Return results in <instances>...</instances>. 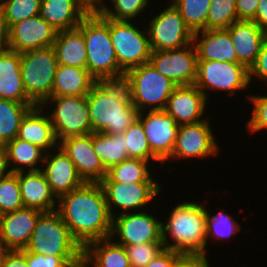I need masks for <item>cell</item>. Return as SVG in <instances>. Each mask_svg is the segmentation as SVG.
I'll list each match as a JSON object with an SVG mask.
<instances>
[{"mask_svg":"<svg viewBox=\"0 0 267 267\" xmlns=\"http://www.w3.org/2000/svg\"><path fill=\"white\" fill-rule=\"evenodd\" d=\"M207 97L193 84L176 86L167 100L164 111L171 115L178 125L193 124L208 119Z\"/></svg>","mask_w":267,"mask_h":267,"instance_id":"obj_19","label":"cell"},{"mask_svg":"<svg viewBox=\"0 0 267 267\" xmlns=\"http://www.w3.org/2000/svg\"><path fill=\"white\" fill-rule=\"evenodd\" d=\"M42 0H3L0 8L8 28L24 19L39 15Z\"/></svg>","mask_w":267,"mask_h":267,"instance_id":"obj_39","label":"cell"},{"mask_svg":"<svg viewBox=\"0 0 267 267\" xmlns=\"http://www.w3.org/2000/svg\"><path fill=\"white\" fill-rule=\"evenodd\" d=\"M209 120L180 125L173 152L163 165L172 160H176L177 164V159L187 161L195 158L194 160L202 161L208 157L220 156L219 140Z\"/></svg>","mask_w":267,"mask_h":267,"instance_id":"obj_12","label":"cell"},{"mask_svg":"<svg viewBox=\"0 0 267 267\" xmlns=\"http://www.w3.org/2000/svg\"><path fill=\"white\" fill-rule=\"evenodd\" d=\"M251 21L267 33V0H260L255 17Z\"/></svg>","mask_w":267,"mask_h":267,"instance_id":"obj_50","label":"cell"},{"mask_svg":"<svg viewBox=\"0 0 267 267\" xmlns=\"http://www.w3.org/2000/svg\"><path fill=\"white\" fill-rule=\"evenodd\" d=\"M116 21L109 19L111 41L119 67L126 73L128 70L148 63L151 48L144 22ZM138 24V25H136ZM139 26V27H138Z\"/></svg>","mask_w":267,"mask_h":267,"instance_id":"obj_9","label":"cell"},{"mask_svg":"<svg viewBox=\"0 0 267 267\" xmlns=\"http://www.w3.org/2000/svg\"><path fill=\"white\" fill-rule=\"evenodd\" d=\"M58 66L52 46L21 53V77L27 95L41 105L52 97V87Z\"/></svg>","mask_w":267,"mask_h":267,"instance_id":"obj_10","label":"cell"},{"mask_svg":"<svg viewBox=\"0 0 267 267\" xmlns=\"http://www.w3.org/2000/svg\"><path fill=\"white\" fill-rule=\"evenodd\" d=\"M100 185L112 218L118 213L140 212L147 210V207L153 208L155 206L153 200L163 195L161 193L165 191L162 189L163 183H100Z\"/></svg>","mask_w":267,"mask_h":267,"instance_id":"obj_13","label":"cell"},{"mask_svg":"<svg viewBox=\"0 0 267 267\" xmlns=\"http://www.w3.org/2000/svg\"><path fill=\"white\" fill-rule=\"evenodd\" d=\"M260 0H236V13L238 20L251 21L256 14Z\"/></svg>","mask_w":267,"mask_h":267,"instance_id":"obj_46","label":"cell"},{"mask_svg":"<svg viewBox=\"0 0 267 267\" xmlns=\"http://www.w3.org/2000/svg\"><path fill=\"white\" fill-rule=\"evenodd\" d=\"M41 171L57 198L85 183L74 163L60 146L45 154Z\"/></svg>","mask_w":267,"mask_h":267,"instance_id":"obj_21","label":"cell"},{"mask_svg":"<svg viewBox=\"0 0 267 267\" xmlns=\"http://www.w3.org/2000/svg\"><path fill=\"white\" fill-rule=\"evenodd\" d=\"M91 10L83 0H42L39 15L62 31L77 28Z\"/></svg>","mask_w":267,"mask_h":267,"instance_id":"obj_25","label":"cell"},{"mask_svg":"<svg viewBox=\"0 0 267 267\" xmlns=\"http://www.w3.org/2000/svg\"><path fill=\"white\" fill-rule=\"evenodd\" d=\"M234 44L238 63L248 69L255 63L262 44L267 40V33L255 22L238 20L226 29Z\"/></svg>","mask_w":267,"mask_h":267,"instance_id":"obj_23","label":"cell"},{"mask_svg":"<svg viewBox=\"0 0 267 267\" xmlns=\"http://www.w3.org/2000/svg\"><path fill=\"white\" fill-rule=\"evenodd\" d=\"M132 104L141 111L164 110L176 85L148 62L125 73Z\"/></svg>","mask_w":267,"mask_h":267,"instance_id":"obj_5","label":"cell"},{"mask_svg":"<svg viewBox=\"0 0 267 267\" xmlns=\"http://www.w3.org/2000/svg\"><path fill=\"white\" fill-rule=\"evenodd\" d=\"M29 267H82L83 257H55L26 251Z\"/></svg>","mask_w":267,"mask_h":267,"instance_id":"obj_44","label":"cell"},{"mask_svg":"<svg viewBox=\"0 0 267 267\" xmlns=\"http://www.w3.org/2000/svg\"><path fill=\"white\" fill-rule=\"evenodd\" d=\"M124 140L126 144V153L129 158H138L153 165L163 163L152 153L149 142L147 140L144 127L137 118L125 131Z\"/></svg>","mask_w":267,"mask_h":267,"instance_id":"obj_37","label":"cell"},{"mask_svg":"<svg viewBox=\"0 0 267 267\" xmlns=\"http://www.w3.org/2000/svg\"><path fill=\"white\" fill-rule=\"evenodd\" d=\"M23 207L18 172L0 178V215Z\"/></svg>","mask_w":267,"mask_h":267,"instance_id":"obj_41","label":"cell"},{"mask_svg":"<svg viewBox=\"0 0 267 267\" xmlns=\"http://www.w3.org/2000/svg\"><path fill=\"white\" fill-rule=\"evenodd\" d=\"M125 247L131 267H145L164 249L163 242H148Z\"/></svg>","mask_w":267,"mask_h":267,"instance_id":"obj_43","label":"cell"},{"mask_svg":"<svg viewBox=\"0 0 267 267\" xmlns=\"http://www.w3.org/2000/svg\"><path fill=\"white\" fill-rule=\"evenodd\" d=\"M78 28L83 32L89 73L97 81H121L125 72L119 67L110 37L109 18L91 10Z\"/></svg>","mask_w":267,"mask_h":267,"instance_id":"obj_4","label":"cell"},{"mask_svg":"<svg viewBox=\"0 0 267 267\" xmlns=\"http://www.w3.org/2000/svg\"><path fill=\"white\" fill-rule=\"evenodd\" d=\"M197 53L191 43L182 48L151 51L149 62L176 86L193 85L197 79Z\"/></svg>","mask_w":267,"mask_h":267,"instance_id":"obj_15","label":"cell"},{"mask_svg":"<svg viewBox=\"0 0 267 267\" xmlns=\"http://www.w3.org/2000/svg\"><path fill=\"white\" fill-rule=\"evenodd\" d=\"M56 34L57 30L37 15L9 28L8 48L21 54L53 46Z\"/></svg>","mask_w":267,"mask_h":267,"instance_id":"obj_18","label":"cell"},{"mask_svg":"<svg viewBox=\"0 0 267 267\" xmlns=\"http://www.w3.org/2000/svg\"><path fill=\"white\" fill-rule=\"evenodd\" d=\"M181 201L162 219L164 247L182 255L207 256L205 204Z\"/></svg>","mask_w":267,"mask_h":267,"instance_id":"obj_3","label":"cell"},{"mask_svg":"<svg viewBox=\"0 0 267 267\" xmlns=\"http://www.w3.org/2000/svg\"><path fill=\"white\" fill-rule=\"evenodd\" d=\"M20 67V53L9 48L0 51V99L35 103L25 91Z\"/></svg>","mask_w":267,"mask_h":267,"instance_id":"obj_27","label":"cell"},{"mask_svg":"<svg viewBox=\"0 0 267 267\" xmlns=\"http://www.w3.org/2000/svg\"><path fill=\"white\" fill-rule=\"evenodd\" d=\"M210 209L208 205H205L207 247L209 246V242L213 239L215 240L214 242H217L218 239L221 240L219 242H223L224 239V241H226L232 236V238H237L236 234H238L243 227L238 223L235 216L233 217L232 214L225 212L224 207H221V210L219 212L216 211L217 213L214 215Z\"/></svg>","mask_w":267,"mask_h":267,"instance_id":"obj_35","label":"cell"},{"mask_svg":"<svg viewBox=\"0 0 267 267\" xmlns=\"http://www.w3.org/2000/svg\"><path fill=\"white\" fill-rule=\"evenodd\" d=\"M59 146L74 163L84 182L100 183L107 176V170L94 151L92 133L65 138L59 142Z\"/></svg>","mask_w":267,"mask_h":267,"instance_id":"obj_17","label":"cell"},{"mask_svg":"<svg viewBox=\"0 0 267 267\" xmlns=\"http://www.w3.org/2000/svg\"><path fill=\"white\" fill-rule=\"evenodd\" d=\"M194 85L207 99L210 98L212 91L213 93L222 91V94L224 92L231 97L241 93L240 91L252 88L249 69L246 66L213 60H197V79Z\"/></svg>","mask_w":267,"mask_h":267,"instance_id":"obj_8","label":"cell"},{"mask_svg":"<svg viewBox=\"0 0 267 267\" xmlns=\"http://www.w3.org/2000/svg\"><path fill=\"white\" fill-rule=\"evenodd\" d=\"M41 107L52 122L58 142L68 137L92 133L86 95L52 96Z\"/></svg>","mask_w":267,"mask_h":267,"instance_id":"obj_7","label":"cell"},{"mask_svg":"<svg viewBox=\"0 0 267 267\" xmlns=\"http://www.w3.org/2000/svg\"><path fill=\"white\" fill-rule=\"evenodd\" d=\"M5 147L11 173L41 170L46 152L40 147L17 137Z\"/></svg>","mask_w":267,"mask_h":267,"instance_id":"obj_31","label":"cell"},{"mask_svg":"<svg viewBox=\"0 0 267 267\" xmlns=\"http://www.w3.org/2000/svg\"><path fill=\"white\" fill-rule=\"evenodd\" d=\"M209 256L183 255L173 267H211Z\"/></svg>","mask_w":267,"mask_h":267,"instance_id":"obj_49","label":"cell"},{"mask_svg":"<svg viewBox=\"0 0 267 267\" xmlns=\"http://www.w3.org/2000/svg\"><path fill=\"white\" fill-rule=\"evenodd\" d=\"M198 60L238 63L231 36L226 29H205L193 33Z\"/></svg>","mask_w":267,"mask_h":267,"instance_id":"obj_22","label":"cell"},{"mask_svg":"<svg viewBox=\"0 0 267 267\" xmlns=\"http://www.w3.org/2000/svg\"><path fill=\"white\" fill-rule=\"evenodd\" d=\"M180 12L186 26L195 33L206 29L211 0H169Z\"/></svg>","mask_w":267,"mask_h":267,"instance_id":"obj_38","label":"cell"},{"mask_svg":"<svg viewBox=\"0 0 267 267\" xmlns=\"http://www.w3.org/2000/svg\"><path fill=\"white\" fill-rule=\"evenodd\" d=\"M149 3L151 6L153 5L151 0H110L109 2L106 0L96 10L104 17L112 20L137 21V19L143 20L145 18L142 16L148 10Z\"/></svg>","mask_w":267,"mask_h":267,"instance_id":"obj_36","label":"cell"},{"mask_svg":"<svg viewBox=\"0 0 267 267\" xmlns=\"http://www.w3.org/2000/svg\"><path fill=\"white\" fill-rule=\"evenodd\" d=\"M90 9L94 10L97 9L98 6L105 0H83Z\"/></svg>","mask_w":267,"mask_h":267,"instance_id":"obj_53","label":"cell"},{"mask_svg":"<svg viewBox=\"0 0 267 267\" xmlns=\"http://www.w3.org/2000/svg\"><path fill=\"white\" fill-rule=\"evenodd\" d=\"M36 105L0 99V139L4 144L17 137L22 119Z\"/></svg>","mask_w":267,"mask_h":267,"instance_id":"obj_34","label":"cell"},{"mask_svg":"<svg viewBox=\"0 0 267 267\" xmlns=\"http://www.w3.org/2000/svg\"><path fill=\"white\" fill-rule=\"evenodd\" d=\"M18 180L24 207L41 212H51L57 209L58 198L41 170L18 172Z\"/></svg>","mask_w":267,"mask_h":267,"instance_id":"obj_24","label":"cell"},{"mask_svg":"<svg viewBox=\"0 0 267 267\" xmlns=\"http://www.w3.org/2000/svg\"><path fill=\"white\" fill-rule=\"evenodd\" d=\"M56 211L82 248L92 241L110 238L112 217L100 183L85 182L62 195Z\"/></svg>","mask_w":267,"mask_h":267,"instance_id":"obj_1","label":"cell"},{"mask_svg":"<svg viewBox=\"0 0 267 267\" xmlns=\"http://www.w3.org/2000/svg\"><path fill=\"white\" fill-rule=\"evenodd\" d=\"M7 251L8 250L0 244V267H2V262Z\"/></svg>","mask_w":267,"mask_h":267,"instance_id":"obj_54","label":"cell"},{"mask_svg":"<svg viewBox=\"0 0 267 267\" xmlns=\"http://www.w3.org/2000/svg\"><path fill=\"white\" fill-rule=\"evenodd\" d=\"M2 267H29L26 250H8L4 256Z\"/></svg>","mask_w":267,"mask_h":267,"instance_id":"obj_48","label":"cell"},{"mask_svg":"<svg viewBox=\"0 0 267 267\" xmlns=\"http://www.w3.org/2000/svg\"><path fill=\"white\" fill-rule=\"evenodd\" d=\"M182 256L179 252L164 249L145 267H173Z\"/></svg>","mask_w":267,"mask_h":267,"instance_id":"obj_47","label":"cell"},{"mask_svg":"<svg viewBox=\"0 0 267 267\" xmlns=\"http://www.w3.org/2000/svg\"><path fill=\"white\" fill-rule=\"evenodd\" d=\"M52 47L58 64L86 68V46L83 32L78 27L57 31Z\"/></svg>","mask_w":267,"mask_h":267,"instance_id":"obj_30","label":"cell"},{"mask_svg":"<svg viewBox=\"0 0 267 267\" xmlns=\"http://www.w3.org/2000/svg\"><path fill=\"white\" fill-rule=\"evenodd\" d=\"M249 77L251 84L256 81L267 85V40L262 44L260 53L258 54L255 63L249 69ZM267 87V86H266Z\"/></svg>","mask_w":267,"mask_h":267,"instance_id":"obj_45","label":"cell"},{"mask_svg":"<svg viewBox=\"0 0 267 267\" xmlns=\"http://www.w3.org/2000/svg\"><path fill=\"white\" fill-rule=\"evenodd\" d=\"M166 5L161 7L162 11L160 9L155 16L152 14L144 26H147L151 51L182 48L193 40V33L184 23L179 10L169 0Z\"/></svg>","mask_w":267,"mask_h":267,"instance_id":"obj_11","label":"cell"},{"mask_svg":"<svg viewBox=\"0 0 267 267\" xmlns=\"http://www.w3.org/2000/svg\"><path fill=\"white\" fill-rule=\"evenodd\" d=\"M236 21V0H211L206 29H227Z\"/></svg>","mask_w":267,"mask_h":267,"instance_id":"obj_40","label":"cell"},{"mask_svg":"<svg viewBox=\"0 0 267 267\" xmlns=\"http://www.w3.org/2000/svg\"><path fill=\"white\" fill-rule=\"evenodd\" d=\"M97 80L87 68H78L58 64L52 96H83L87 95Z\"/></svg>","mask_w":267,"mask_h":267,"instance_id":"obj_29","label":"cell"},{"mask_svg":"<svg viewBox=\"0 0 267 267\" xmlns=\"http://www.w3.org/2000/svg\"><path fill=\"white\" fill-rule=\"evenodd\" d=\"M154 167L151 162L128 158L111 167L100 183H159L152 172Z\"/></svg>","mask_w":267,"mask_h":267,"instance_id":"obj_32","label":"cell"},{"mask_svg":"<svg viewBox=\"0 0 267 267\" xmlns=\"http://www.w3.org/2000/svg\"><path fill=\"white\" fill-rule=\"evenodd\" d=\"M92 145L107 171L129 158L128 153H126L123 133L108 135L101 132H92Z\"/></svg>","mask_w":267,"mask_h":267,"instance_id":"obj_33","label":"cell"},{"mask_svg":"<svg viewBox=\"0 0 267 267\" xmlns=\"http://www.w3.org/2000/svg\"><path fill=\"white\" fill-rule=\"evenodd\" d=\"M141 121L152 153L164 163L172 154L180 125L164 110L141 111Z\"/></svg>","mask_w":267,"mask_h":267,"instance_id":"obj_16","label":"cell"},{"mask_svg":"<svg viewBox=\"0 0 267 267\" xmlns=\"http://www.w3.org/2000/svg\"><path fill=\"white\" fill-rule=\"evenodd\" d=\"M11 173L6 148H0V178H3Z\"/></svg>","mask_w":267,"mask_h":267,"instance_id":"obj_52","label":"cell"},{"mask_svg":"<svg viewBox=\"0 0 267 267\" xmlns=\"http://www.w3.org/2000/svg\"><path fill=\"white\" fill-rule=\"evenodd\" d=\"M92 132L120 134L137 119L128 88L121 81H97L86 95Z\"/></svg>","mask_w":267,"mask_h":267,"instance_id":"obj_2","label":"cell"},{"mask_svg":"<svg viewBox=\"0 0 267 267\" xmlns=\"http://www.w3.org/2000/svg\"><path fill=\"white\" fill-rule=\"evenodd\" d=\"M42 213L37 209L23 207L0 215V244L7 250L25 249Z\"/></svg>","mask_w":267,"mask_h":267,"instance_id":"obj_20","label":"cell"},{"mask_svg":"<svg viewBox=\"0 0 267 267\" xmlns=\"http://www.w3.org/2000/svg\"><path fill=\"white\" fill-rule=\"evenodd\" d=\"M0 148H6L5 144L1 141V139H0Z\"/></svg>","mask_w":267,"mask_h":267,"instance_id":"obj_55","label":"cell"},{"mask_svg":"<svg viewBox=\"0 0 267 267\" xmlns=\"http://www.w3.org/2000/svg\"><path fill=\"white\" fill-rule=\"evenodd\" d=\"M9 28L0 8V51L8 49Z\"/></svg>","mask_w":267,"mask_h":267,"instance_id":"obj_51","label":"cell"},{"mask_svg":"<svg viewBox=\"0 0 267 267\" xmlns=\"http://www.w3.org/2000/svg\"><path fill=\"white\" fill-rule=\"evenodd\" d=\"M25 250L44 256L83 257V248L72 237L56 210L40 215Z\"/></svg>","mask_w":267,"mask_h":267,"instance_id":"obj_6","label":"cell"},{"mask_svg":"<svg viewBox=\"0 0 267 267\" xmlns=\"http://www.w3.org/2000/svg\"><path fill=\"white\" fill-rule=\"evenodd\" d=\"M253 93L254 95L248 93V97H246L248 98L246 100L253 104L252 111L249 112L250 118L246 121V129L250 132L249 135L265 130L267 132V93L264 92L263 95H260V92L258 94Z\"/></svg>","mask_w":267,"mask_h":267,"instance_id":"obj_42","label":"cell"},{"mask_svg":"<svg viewBox=\"0 0 267 267\" xmlns=\"http://www.w3.org/2000/svg\"><path fill=\"white\" fill-rule=\"evenodd\" d=\"M17 138L40 147L46 153L59 146L52 122L41 105H36L27 112Z\"/></svg>","mask_w":267,"mask_h":267,"instance_id":"obj_26","label":"cell"},{"mask_svg":"<svg viewBox=\"0 0 267 267\" xmlns=\"http://www.w3.org/2000/svg\"><path fill=\"white\" fill-rule=\"evenodd\" d=\"M82 267H131L125 247L111 238L95 240L83 248Z\"/></svg>","mask_w":267,"mask_h":267,"instance_id":"obj_28","label":"cell"},{"mask_svg":"<svg viewBox=\"0 0 267 267\" xmlns=\"http://www.w3.org/2000/svg\"><path fill=\"white\" fill-rule=\"evenodd\" d=\"M127 212L112 218L110 238L119 245H136L162 241V219L156 212Z\"/></svg>","mask_w":267,"mask_h":267,"instance_id":"obj_14","label":"cell"}]
</instances>
